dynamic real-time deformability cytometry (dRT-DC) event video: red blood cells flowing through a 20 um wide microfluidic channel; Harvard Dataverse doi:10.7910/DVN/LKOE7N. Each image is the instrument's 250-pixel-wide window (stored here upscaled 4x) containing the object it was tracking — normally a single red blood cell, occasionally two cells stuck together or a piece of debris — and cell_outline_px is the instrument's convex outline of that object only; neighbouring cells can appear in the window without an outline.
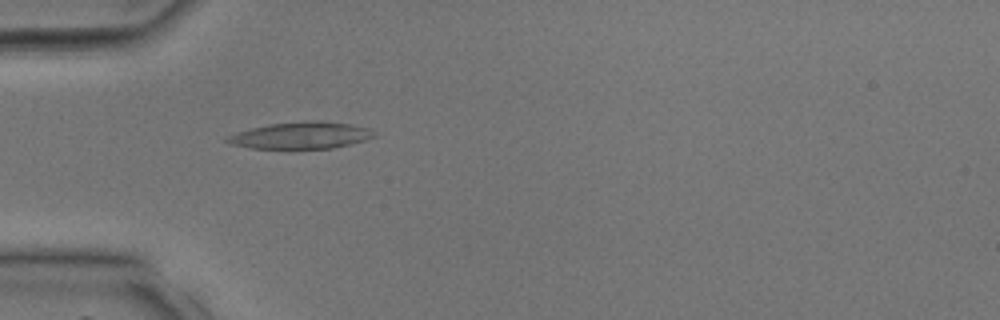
{"species": "common noctule bat (a hibernating species)", "species_latin": "Nyctalus noctula", "temperature_condition": "room temperature", "stored_images_in_passage": 29, "camera_frame_rate_fps": 3000, "um_per_image_px": 0.085, "animal": {"sex": "male", "body_mass_g": 17.9, "forearm_length_mm": 54.2}, "frame": {"image": 1, "passage_image": 2, "time_ms": 0.333, "image_size_px": [1000, 320], "cell_outline_px": [[376, 136], [364, 140], [332, 148], [288, 152], [248, 148], [232, 144], [224, 140], [228, 136], [236, 132], [268, 124], [304, 120], [316, 120], [352, 124], [368, 128]], "centroid_in_image_um": [25.5, 11.55], "position_along_channel_um": 59.5, "area_um2": 23.99}}
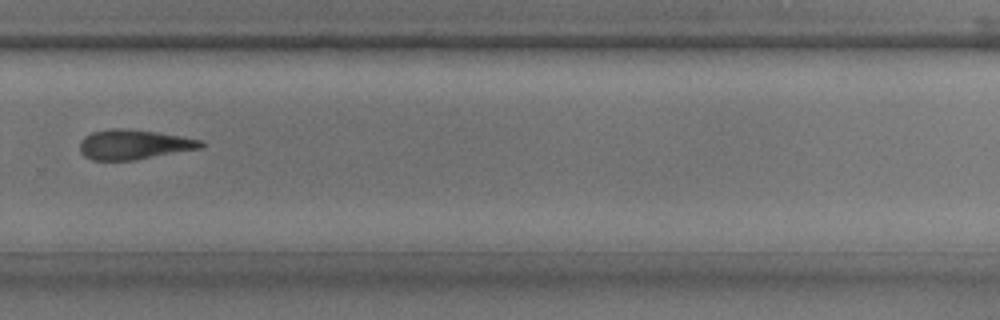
{"frame": {"image": 2, "passage_image": 17, "time_ms": 5.333, "image_size_px": [1000, 320], "cell_outline_px": [[204, 144], [200, 148], [136, 160], [92, 160], [84, 156], [80, 152], [80, 140], [84, 136], [92, 132], [108, 128], [128, 128], [156, 132], [204, 140]], "centroid_in_image_um": [11.34, 12.27], "position_along_channel_um": 318.5, "area_um2": 21.15}}
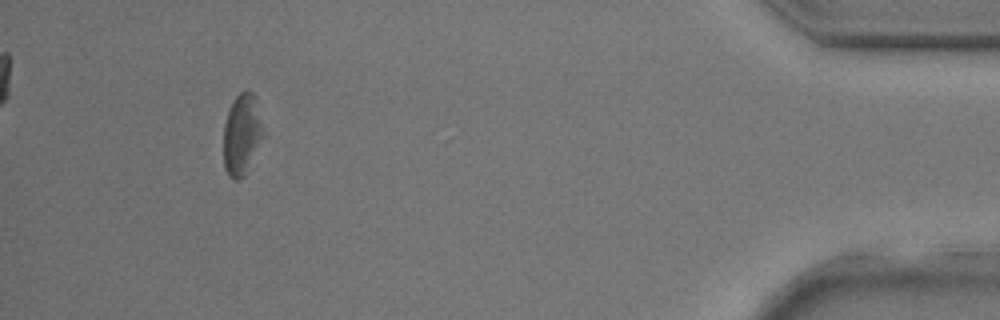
{"frame": {"image": 3, "passage_image": 26, "time_ms": 8.333, "image_size_px": [1000, 320], "cell_outline_px": [[268, 136], [244, 176], [236, 180], [228, 176], [224, 168], [224, 124], [232, 100], [240, 92], [252, 92], [256, 96]], "centroid_in_image_um": [20.65, 11.43], "position_along_channel_um": 414.6, "area_um2": 19.83}}